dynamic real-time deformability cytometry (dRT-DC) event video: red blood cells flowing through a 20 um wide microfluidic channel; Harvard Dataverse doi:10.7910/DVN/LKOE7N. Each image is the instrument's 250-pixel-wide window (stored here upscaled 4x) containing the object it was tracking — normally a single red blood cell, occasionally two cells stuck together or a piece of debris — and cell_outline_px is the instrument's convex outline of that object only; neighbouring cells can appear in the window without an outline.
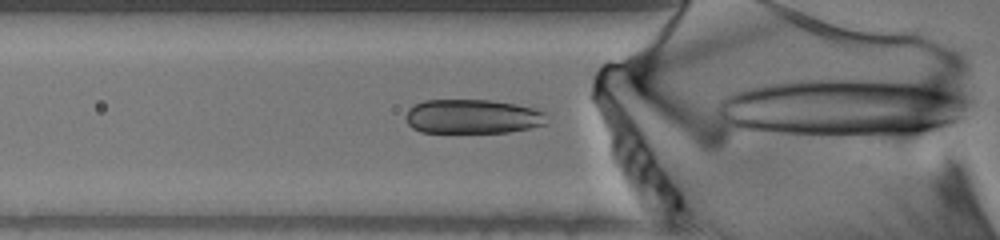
{"species": "human", "species_latin": "Homo sapiens", "temperature_condition": "warm", "stored_images_in_passage": 16, "camera_frame_rate_fps": 3000, "um_per_image_px": 0.085, "donor": {"sex": "male"}, "frame": {"image": 1, "passage_image": 14, "time_ms": 4.333, "image_size_px": [1000, 240], "cell_outline_px": [[548, 112], [544, 124], [528, 128], [508, 132], [420, 132], [412, 128], [408, 124], [404, 116], [408, 108], [412, 104], [424, 100], [488, 100], [516, 104]], "centroid_in_image_um": [40.11, 9.9], "position_along_channel_um": 85.7, "area_um2": 28.32}}